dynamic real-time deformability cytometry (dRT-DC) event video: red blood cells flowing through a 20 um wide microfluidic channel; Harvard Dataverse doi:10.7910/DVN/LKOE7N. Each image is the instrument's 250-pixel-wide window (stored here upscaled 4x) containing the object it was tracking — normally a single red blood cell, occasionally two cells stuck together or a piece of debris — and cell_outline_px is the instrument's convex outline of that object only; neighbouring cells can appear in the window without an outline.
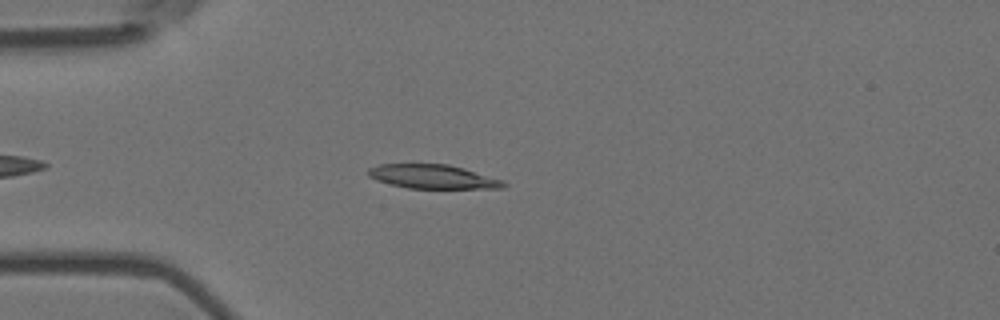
{"species": "Egyptian fruit bat (a non-hibernating species)", "species_latin": "Rousettus aegyptiacus", "temperature_condition": "room temperature", "stored_images_in_passage": 7, "camera_frame_rate_fps": 3000, "um_per_image_px": 0.085, "animal": {"sex": "female"}, "frame": {"image": 1, "passage_image": 4, "time_ms": 1.0, "image_size_px": [1000, 320], "cell_outline_px": [[508, 184], [504, 188], [408, 188], [376, 180], [368, 176], [368, 168], [380, 164], [448, 164], [464, 168], [504, 180]], "centroid_in_image_um": [36.82, 15.01], "position_along_channel_um": 48.2, "area_um2": 18.9}}
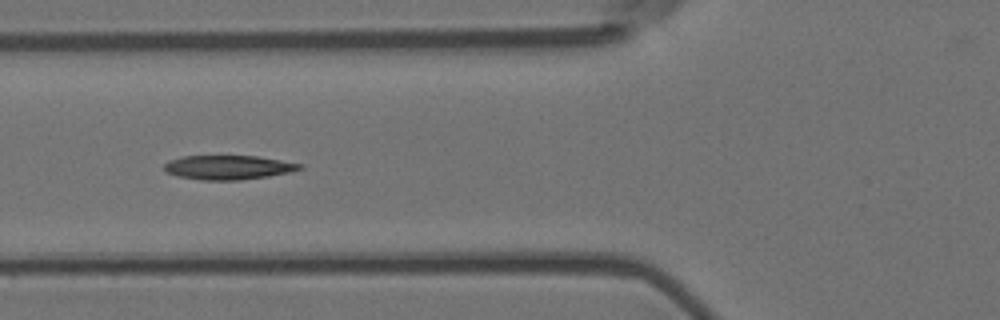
{"frame": {"image": 2, "passage_image": 6, "time_ms": 1.667, "image_size_px": [1000, 320], "cell_outline_px": [[304, 168], [292, 172], [268, 176], [240, 180], [200, 180], [176, 176], [168, 172], [164, 168], [164, 164], [168, 160], [180, 156], [256, 156], [304, 164]], "centroid_in_image_um": [19.41, 14.23], "position_along_channel_um": 106.4, "area_um2": 19.25}}
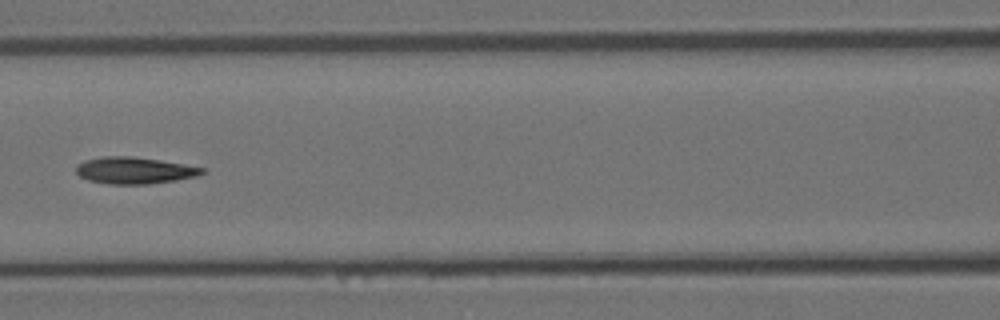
{"frame": {"image": 3, "passage_image": 7, "time_ms": 2.0, "image_size_px": [1000, 320], "cell_outline_px": [[204, 172], [196, 176], [176, 180], [148, 184], [108, 184], [88, 180], [80, 176], [76, 172], [76, 168], [84, 160], [104, 156], [132, 156], [160, 160], [184, 164], [204, 168]], "centroid_in_image_um": [11.41, 14.48], "position_along_channel_um": 155.2, "area_um2": 19.48}}